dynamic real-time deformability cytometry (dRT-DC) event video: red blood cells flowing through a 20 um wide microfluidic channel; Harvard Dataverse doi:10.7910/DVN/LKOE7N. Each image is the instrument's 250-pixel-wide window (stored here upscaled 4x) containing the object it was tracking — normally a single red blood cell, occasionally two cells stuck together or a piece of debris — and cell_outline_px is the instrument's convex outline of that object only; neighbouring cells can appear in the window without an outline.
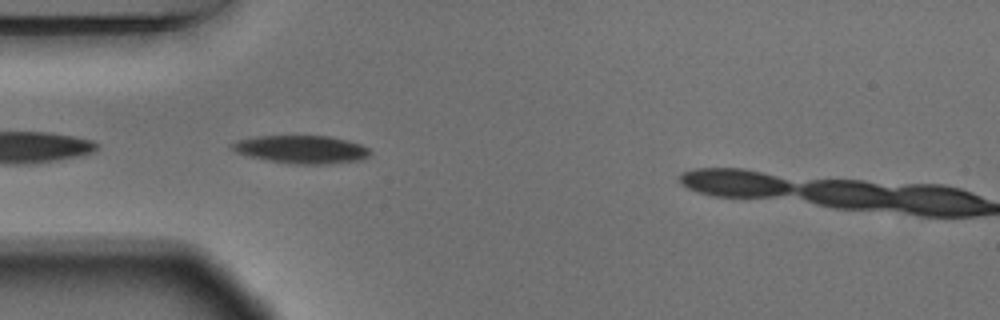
{"species": "Egyptian fruit bat (a non-hibernating species)", "species_latin": "Rousettus aegyptiacus", "temperature_condition": "warm", "stored_images_in_passage": 3, "camera_frame_rate_fps": 3000, "um_per_image_px": 0.085, "animal": {"sex": "male"}, "frame": {"image": 1, "passage_image": 2, "time_ms": 0.333, "image_size_px": [1000, 320], "cell_outline_px": [[372, 152], [368, 156], [360, 160], [328, 164], [296, 164], [268, 160], [248, 156], [236, 152], [228, 148], [228, 144], [236, 140], [256, 136], [328, 136], [348, 140], [360, 144], [368, 148]], "centroid_in_image_um": [25.58, 12.69], "position_along_channel_um": 59.4, "area_um2": 22.66}}